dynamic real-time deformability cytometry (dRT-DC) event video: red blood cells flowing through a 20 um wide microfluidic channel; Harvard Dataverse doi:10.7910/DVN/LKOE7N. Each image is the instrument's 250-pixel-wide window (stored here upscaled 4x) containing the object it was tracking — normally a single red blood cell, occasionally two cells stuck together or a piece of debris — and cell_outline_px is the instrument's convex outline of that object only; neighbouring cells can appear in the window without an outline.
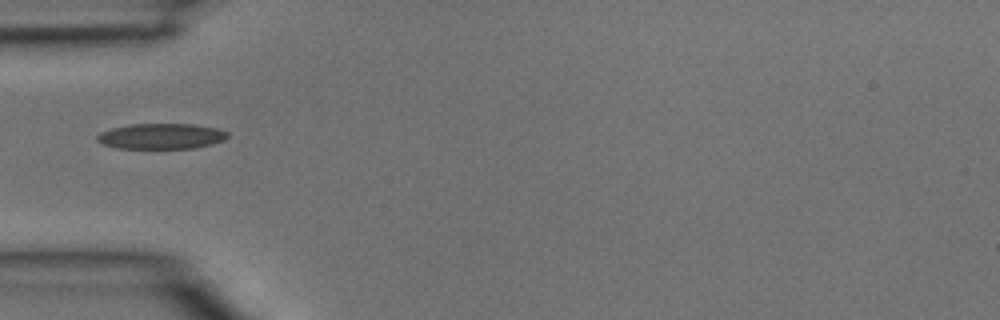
{"species": "common noctule bat (a hibernating species)", "species_latin": "Nyctalus noctula", "temperature_condition": "room temperature", "stored_images_in_passage": 4, "camera_frame_rate_fps": 3000, "um_per_image_px": 0.085, "animal": {"sex": "male", "body_mass_g": 15.6}, "frame": {"image": 1, "passage_image": 4, "time_ms": 1.0, "image_size_px": [1000, 320], "cell_outline_px": [[228, 136], [224, 140], [212, 144], [196, 148], [116, 148], [104, 144], [96, 140], [96, 136], [100, 132], [112, 128], [132, 124], [196, 124], [216, 128], [228, 132]], "centroid_in_image_um": [13.72, 11.57], "position_along_channel_um": 71.3, "area_um2": 19.42}}